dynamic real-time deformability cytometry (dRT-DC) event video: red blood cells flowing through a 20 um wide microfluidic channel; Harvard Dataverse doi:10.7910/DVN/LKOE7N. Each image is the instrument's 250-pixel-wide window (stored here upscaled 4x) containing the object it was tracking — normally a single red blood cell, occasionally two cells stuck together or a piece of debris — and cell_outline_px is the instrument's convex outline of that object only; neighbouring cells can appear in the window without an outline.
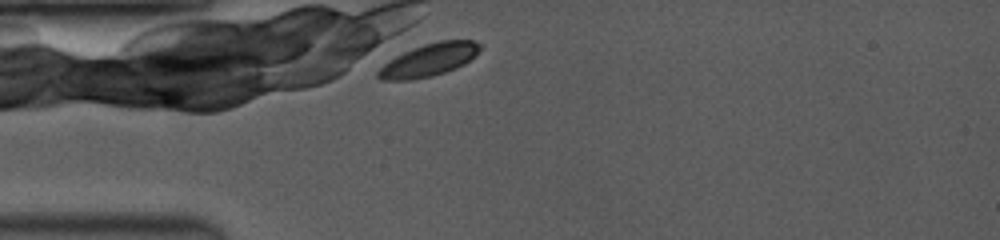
{"species": "common noctule bat (a hibernating species)", "species_latin": "Nyctalus noctula", "temperature_condition": "room temperature", "stored_images_in_passage": 1, "camera_frame_rate_fps": 3500, "um_per_image_px": 0.085, "animal": {"sex": "female", "body_mass_g": 19.0, "forearm_length_mm": 53.3}, "frame": {"image": 1, "passage_image": 1, "time_ms": 0.0, "image_size_px": [1000, 240], "cell_outline_px": [[480, 48], [464, 64], [456, 68], [432, 76], [412, 80], [380, 80], [376, 76], [376, 72], [384, 64], [396, 56], [412, 48], [424, 44], [440, 40], [472, 40], [480, 44]], "centroid_in_image_um": [36.41, 5.11], "position_along_channel_um": 48.6, "area_um2": 19.13}}